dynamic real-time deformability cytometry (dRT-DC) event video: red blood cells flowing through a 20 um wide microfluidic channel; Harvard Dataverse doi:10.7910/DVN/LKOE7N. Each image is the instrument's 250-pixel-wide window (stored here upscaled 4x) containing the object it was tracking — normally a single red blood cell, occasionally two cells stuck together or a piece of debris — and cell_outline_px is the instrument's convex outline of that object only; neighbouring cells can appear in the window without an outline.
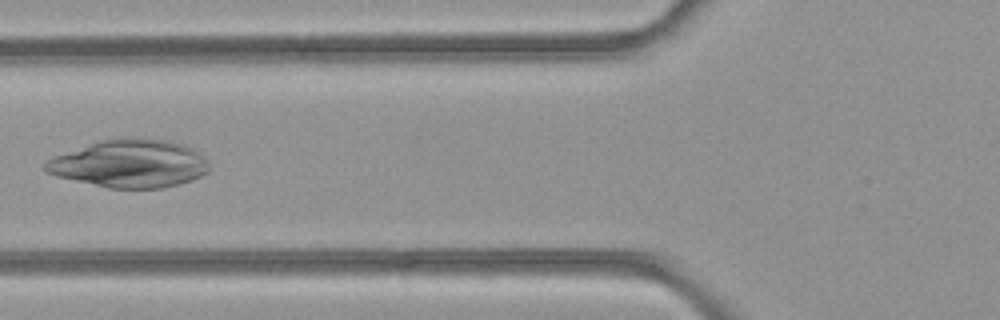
{"species": "common noctule bat (a hibernating species)", "species_latin": "Nyctalus noctula", "temperature_condition": "room temperature", "stored_images_in_passage": 4, "camera_frame_rate_fps": 3000, "um_per_image_px": 0.085, "animal": {"sex": "female", "body_mass_g": 21.9}, "frame": {"image": 1, "passage_image": 3, "time_ms": 0.667, "image_size_px": [1000, 320], "cell_outline_px": [[212, 168], [208, 172], [192, 180], [180, 184], [164, 188], [108, 188], [56, 176], [44, 172], [44, 164], [52, 156], [100, 140], [120, 136], [124, 136], [164, 140], [180, 144], [192, 148]], "centroid_in_image_um": [10.98, 13.91], "position_along_channel_um": 114.8, "area_um2": 45.84}}
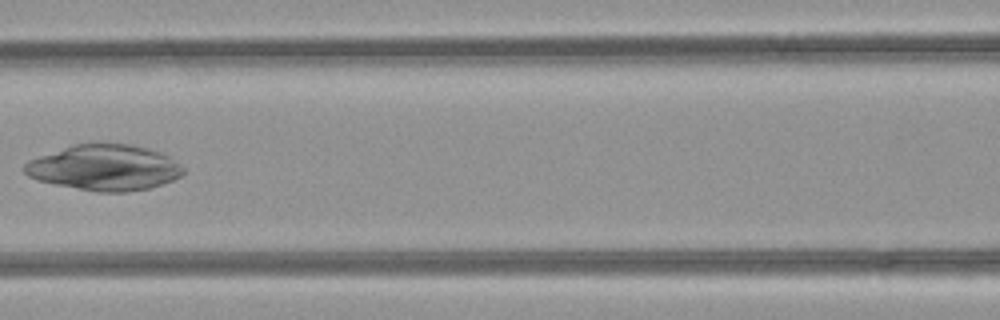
{"frame": {"image": 2, "passage_image": 4, "time_ms": 1.0, "image_size_px": [1000, 320], "cell_outline_px": [[184, 172], [180, 176], [172, 180], [148, 188], [124, 192], [100, 192], [56, 184], [36, 180], [28, 176], [24, 172], [24, 164], [28, 160], [72, 144], [132, 144], [148, 148], [160, 152], [168, 156], [180, 164], [184, 168]], "centroid_in_image_um": [8.87, 14.24], "position_along_channel_um": 157.7, "area_um2": 41.96}}